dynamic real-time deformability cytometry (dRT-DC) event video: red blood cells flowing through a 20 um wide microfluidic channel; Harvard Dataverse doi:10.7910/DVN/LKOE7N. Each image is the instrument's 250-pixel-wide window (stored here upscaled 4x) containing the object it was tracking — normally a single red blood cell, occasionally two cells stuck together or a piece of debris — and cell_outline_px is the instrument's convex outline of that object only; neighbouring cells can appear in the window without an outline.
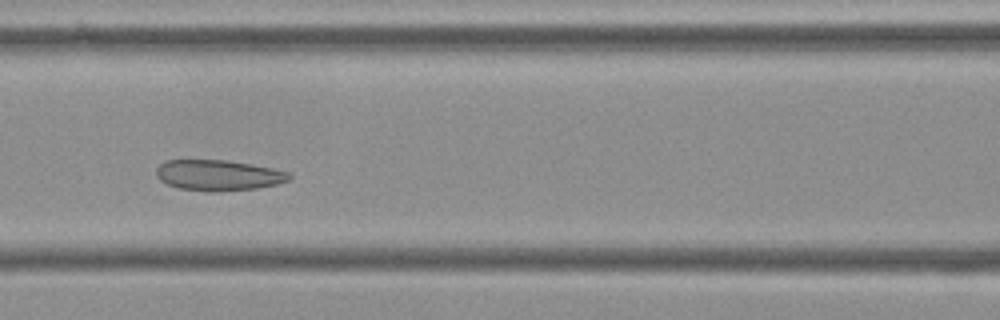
{"species": "Egyptian fruit bat (a non-hibernating species)", "species_latin": "Rousettus aegyptiacus", "temperature_condition": "cold", "stored_images_in_passage": 8, "camera_frame_rate_fps": 3000, "um_per_image_px": 0.085, "frame": {"image": 1, "passage_image": 5, "time_ms": 1.333, "image_size_px": [1000, 320], "cell_outline_px": [[292, 176], [288, 180], [276, 184], [256, 188], [220, 192], [208, 192], [176, 188], [160, 180], [156, 176], [156, 168], [160, 164], [168, 160], [224, 160], [272, 168], [288, 172]], "centroid_in_image_um": [18.52, 14.91], "position_along_channel_um": 148.1, "area_um2": 23.76}}
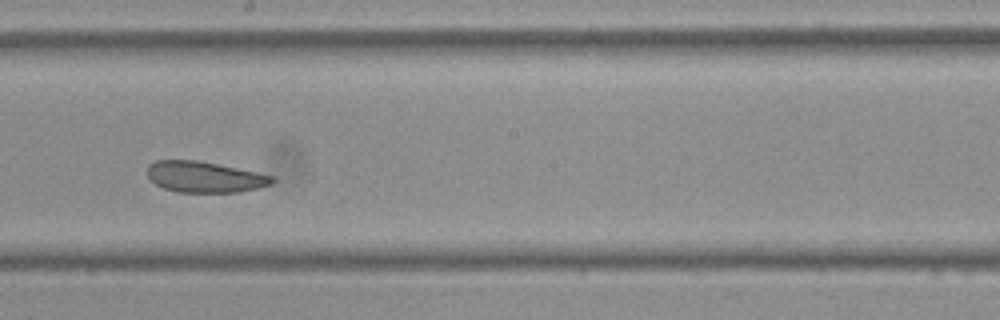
{"frame": {"image": 2, "passage_image": 7, "time_ms": 2.0, "image_size_px": [1000, 320], "cell_outline_px": [[276, 180], [272, 184], [240, 192], [176, 192], [164, 188], [156, 184], [148, 176], [148, 164], [156, 160], [196, 160], [276, 176]], "centroid_in_image_um": [17.41, 15.04], "position_along_channel_um": 230.8, "area_um2": 22.43}}
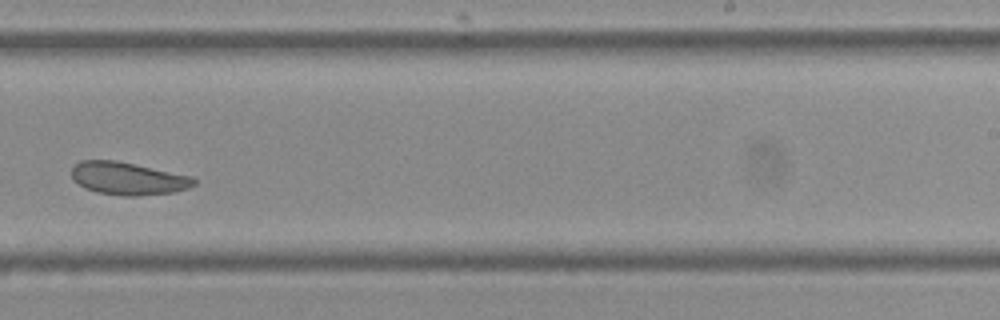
{"frame": {"image": 3, "passage_image": 8, "time_ms": 2.333, "image_size_px": [1000, 320], "cell_outline_px": [[196, 184], [188, 188], [172, 192], [136, 196], [124, 196], [96, 192], [84, 188], [72, 180], [72, 164], [80, 160], [116, 160], [192, 176], [196, 180]], "centroid_in_image_um": [10.83, 15.16], "position_along_channel_um": 278.2, "area_um2": 23.47}}